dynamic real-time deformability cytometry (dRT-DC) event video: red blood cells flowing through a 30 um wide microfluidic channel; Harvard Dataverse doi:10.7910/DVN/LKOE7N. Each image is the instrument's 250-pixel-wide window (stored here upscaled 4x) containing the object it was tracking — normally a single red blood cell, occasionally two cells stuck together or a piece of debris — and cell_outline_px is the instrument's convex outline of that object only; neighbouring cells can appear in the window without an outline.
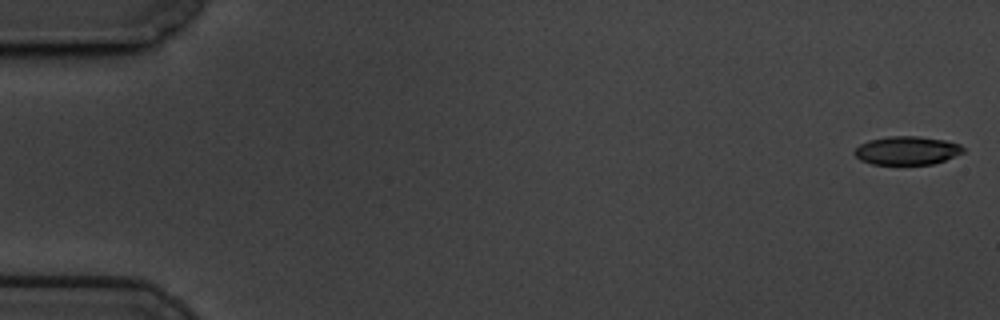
{"species": "common noctule bat (a hibernating species)", "species_latin": "Nyctalus noctula", "temperature_condition": "cold", "stored_images_in_passage": 58, "camera_frame_rate_fps": 3000, "um_per_image_px": 0.085, "animal": {"sex": "male", "body_mass_g": 19.5, "forearm_length_mm": 54.6}, "frame": {"image": 1, "passage_image": 1, "time_ms": 0.0, "image_size_px": [1000, 320], "cell_outline_px": [[964, 152], [944, 160], [932, 164], [872, 164], [860, 160], [852, 152], [860, 144], [868, 140], [888, 136], [920, 136], [944, 140], [960, 144], [964, 148]], "centroid_in_image_um": [77.07, 12.78], "position_along_channel_um": 7.9, "area_um2": 18.03}}
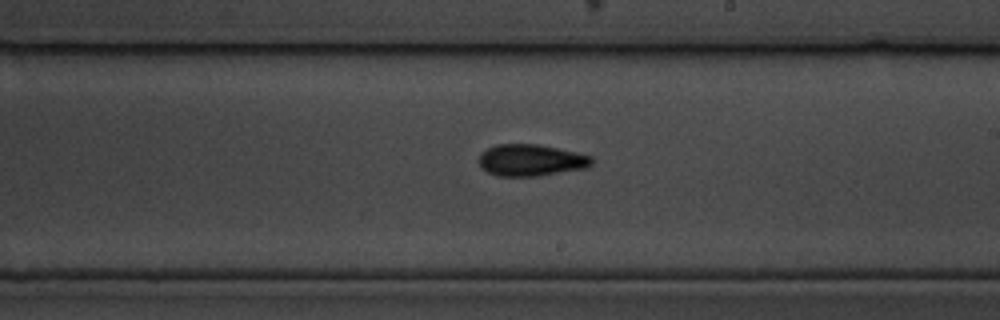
{"frame": {"image": 2, "passage_image": 34, "time_ms": 11.0, "image_size_px": [1000, 320], "cell_outline_px": [[592, 164], [588, 168], [536, 176], [496, 176], [488, 172], [480, 164], [480, 152], [496, 144], [540, 144], [576, 152], [592, 156]], "centroid_in_image_um": [45.15, 13.61], "position_along_channel_um": 243.8, "area_um2": 20.87}}
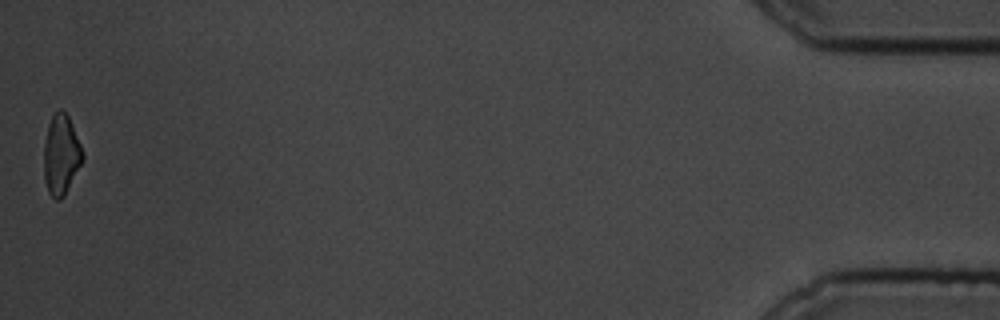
{"frame": {"image": 3, "passage_image": 58, "time_ms": 19.0, "image_size_px": [1000, 320], "cell_outline_px": [[84, 160], [64, 196], [60, 200], [56, 200], [48, 192], [44, 180], [44, 144], [48, 124], [52, 116], [60, 108], [68, 116], [80, 144], [84, 156]], "centroid_in_image_um": [5.19, 13.19], "position_along_channel_um": 430.0, "area_um2": 18.03}, "authors_computed_cell_mechanics": {"area_um2": 19.5653, "velocity_mm_per_s": 3.4664, "shape_relaxation_time_tau1_ms": 4.5133, "shape_relaxation_time_tau2_ms": 4.2268, "deformation_change_tau1": 0.1117, "deformation_change_tau2": 0.1127}}